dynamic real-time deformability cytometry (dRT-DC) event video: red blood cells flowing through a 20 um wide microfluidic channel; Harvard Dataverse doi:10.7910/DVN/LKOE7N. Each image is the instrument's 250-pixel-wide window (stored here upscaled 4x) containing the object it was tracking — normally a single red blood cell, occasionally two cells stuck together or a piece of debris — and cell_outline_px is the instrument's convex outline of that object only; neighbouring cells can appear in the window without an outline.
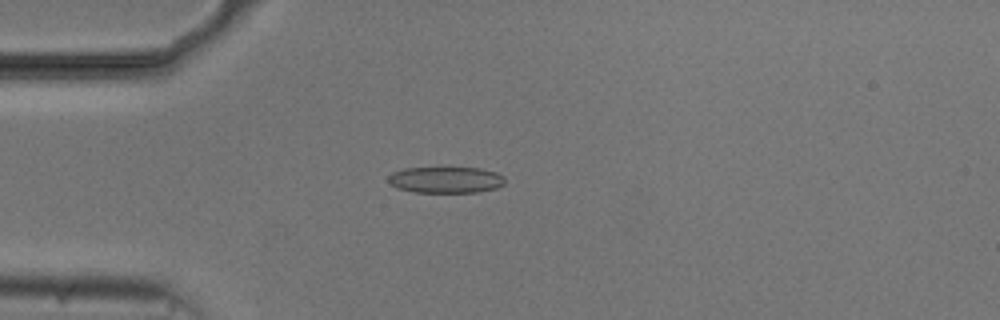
{"species": "common noctule bat (a hibernating species)", "species_latin": "Nyctalus noctula", "temperature_condition": "cold", "stored_images_in_passage": 40, "camera_frame_rate_fps": 3000, "um_per_image_px": 0.085, "animal": {"sex": "male", "body_mass_g": 20.5, "forearm_length_mm": 52.5}, "frame": {"image": 1, "passage_image": 14, "time_ms": 4.333, "image_size_px": [1000, 320], "cell_outline_px": [[504, 184], [496, 188], [476, 192], [416, 192], [396, 188], [388, 180], [388, 176], [392, 172], [404, 168], [440, 164], [480, 168], [496, 172], [504, 176]], "centroid_in_image_um": [37.87, 15.22], "position_along_channel_um": 47.1, "area_um2": 18.9}}
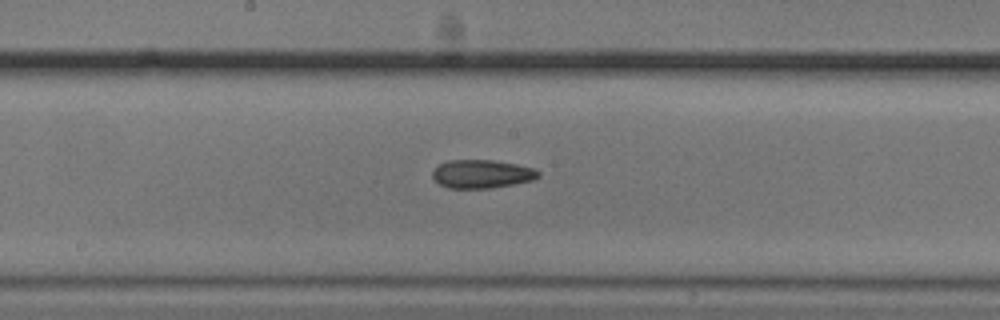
{"frame": {"image": 2, "passage_image": 28, "time_ms": 9.0, "image_size_px": [1000, 320], "cell_outline_px": [[540, 176], [532, 180], [512, 184], [488, 188], [448, 188], [440, 184], [432, 176], [432, 172], [440, 164], [448, 160], [492, 160], [516, 164], [532, 168], [540, 172]], "centroid_in_image_um": [40.94, 14.78], "position_along_channel_um": 207.3, "area_um2": 17.28}}
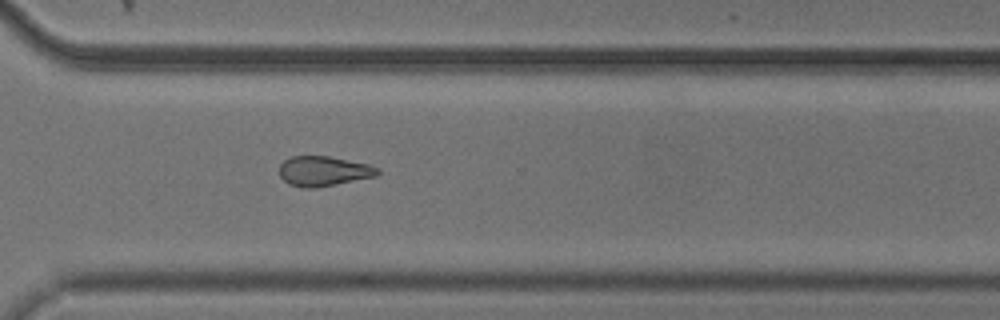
{"frame": {"image": 3, "passage_image": 39, "time_ms": 12.667, "image_size_px": [1000, 320], "cell_outline_px": [[380, 172], [376, 176], [316, 188], [304, 188], [288, 184], [280, 176], [280, 164], [284, 160], [292, 156], [328, 156], [368, 164], [380, 168]], "centroid_in_image_um": [27.5, 14.55], "position_along_channel_um": 343.1, "area_um2": 17.11}}